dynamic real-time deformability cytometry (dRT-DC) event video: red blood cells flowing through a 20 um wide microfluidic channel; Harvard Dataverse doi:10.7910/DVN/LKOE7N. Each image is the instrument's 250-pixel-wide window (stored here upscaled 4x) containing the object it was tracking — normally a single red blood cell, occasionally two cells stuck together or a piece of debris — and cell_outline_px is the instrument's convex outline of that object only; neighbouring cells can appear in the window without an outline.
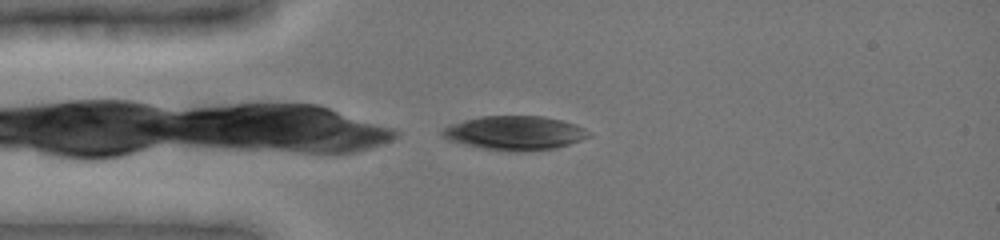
{"species": "common noctule bat (a hibernating species)", "species_latin": "Nyctalus noctula", "temperature_condition": "cold", "stored_images_in_passage": 30, "segment_of_instrument_passage": [1, 2], "camera_frame_rate_fps": 3000, "um_per_image_px": 0.085, "animal": {"sex": "female", "body_mass_g": 19.0, "forearm_length_mm": 51.5}, "frame": {"image": 1, "passage_image": 1, "time_ms": 0.0, "image_size_px": [1000, 240], "cell_outline_px": [[592, 136], [556, 148], [528, 152], [508, 152], [484, 148], [464, 144], [448, 140], [440, 136], [440, 132], [448, 124], [480, 116], [544, 116], [576, 124], [584, 128]], "centroid_in_image_um": [43.73, 11.31], "position_along_channel_um": 41.3, "area_um2": 29.3}}
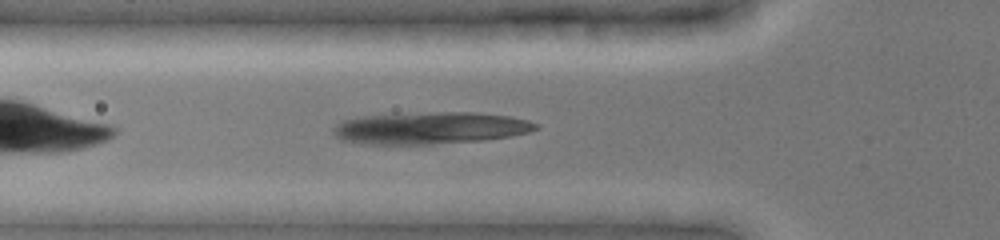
{"frame": {"image": 2, "passage_image": 6, "time_ms": 1.667, "image_size_px": [1000, 240], "cell_outline_px": [[540, 128], [528, 132], [508, 136], [484, 140], [432, 144], [372, 144], [340, 140], [332, 132], [332, 128], [340, 120], [364, 116], [440, 112], [476, 112], [512, 116], [528, 120], [540, 124]], "centroid_in_image_um": [36.59, 10.88], "position_along_channel_um": 89.2, "area_um2": 37.8}}